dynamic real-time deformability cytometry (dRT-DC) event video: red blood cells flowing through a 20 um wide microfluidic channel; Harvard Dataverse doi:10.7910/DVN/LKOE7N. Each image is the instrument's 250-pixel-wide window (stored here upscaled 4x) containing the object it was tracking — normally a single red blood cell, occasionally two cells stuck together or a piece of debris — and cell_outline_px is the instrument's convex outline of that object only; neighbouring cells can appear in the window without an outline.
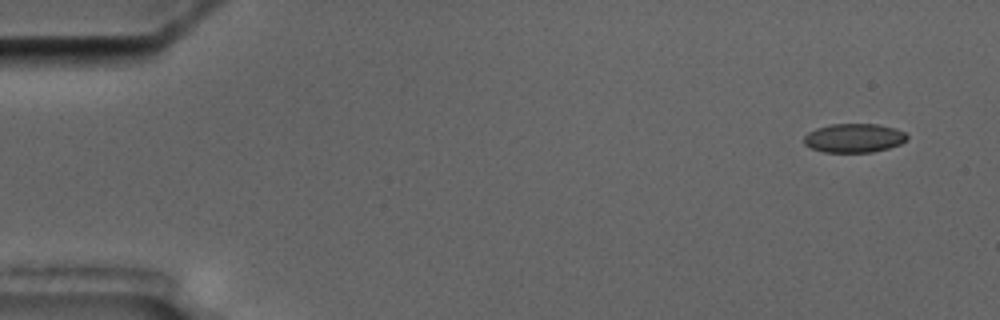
{"species": "common noctule bat (a hibernating species)", "species_latin": "Nyctalus noctula", "temperature_condition": "cold", "stored_images_in_passage": 2, "camera_frame_rate_fps": 3000, "um_per_image_px": 0.085, "animal": {"sex": "male", "body_mass_g": 17.5, "forearm_length_mm": 52.3}, "frame": {"image": 1, "passage_image": 2, "time_ms": 1.333, "image_size_px": [1000, 320], "cell_outline_px": [[908, 140], [900, 144], [888, 148], [872, 152], [824, 152], [812, 148], [804, 144], [804, 136], [808, 132], [816, 128], [832, 124], [876, 124], [896, 128], [904, 132], [908, 136]], "centroid_in_image_um": [72.6, 11.73], "position_along_channel_um": 12.4, "area_um2": 17.4}}